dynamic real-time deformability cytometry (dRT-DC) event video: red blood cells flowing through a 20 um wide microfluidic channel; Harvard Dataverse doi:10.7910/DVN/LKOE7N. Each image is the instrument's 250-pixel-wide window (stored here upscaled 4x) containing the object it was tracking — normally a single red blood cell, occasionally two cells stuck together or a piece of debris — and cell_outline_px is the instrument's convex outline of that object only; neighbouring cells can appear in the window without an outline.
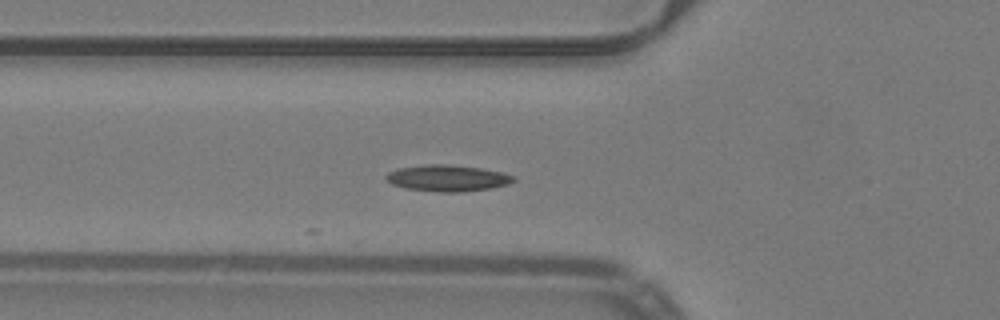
{"species": "common noctule bat (a hibernating species)", "species_latin": "Nyctalus noctula", "temperature_condition": "warm", "stored_images_in_passage": 9, "camera_frame_rate_fps": 3000, "um_per_image_px": 0.085, "animal": {"sex": "male", "body_mass_g": 19.2, "forearm_length_mm": 51.8}, "frame": {"image": 1, "passage_image": 2, "time_ms": 0.333, "image_size_px": [1000, 320], "cell_outline_px": [[516, 180], [508, 184], [492, 188], [464, 192], [440, 192], [404, 188], [392, 184], [384, 176], [388, 172], [400, 168], [428, 164], [448, 164], [480, 168], [500, 172], [516, 176]], "centroid_in_image_um": [38.06, 15.15], "position_along_channel_um": 87.7, "area_um2": 19.59}}
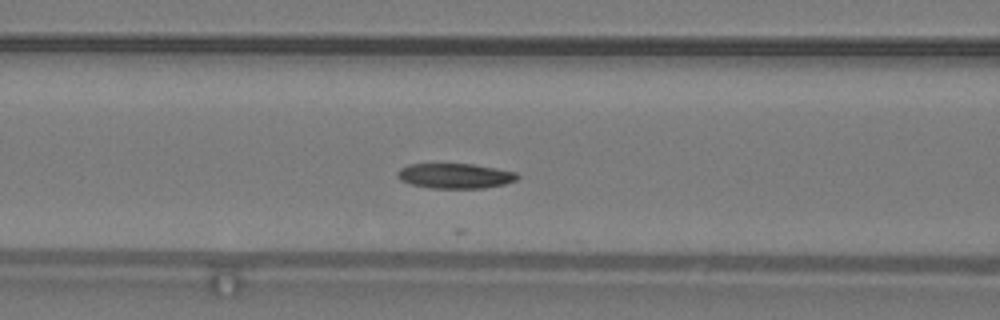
{"frame": {"image": 2, "passage_image": 5, "time_ms": 1.333, "image_size_px": [1000, 320], "cell_outline_px": [[520, 176], [516, 180], [504, 184], [484, 188], [428, 188], [412, 184], [400, 180], [396, 176], [396, 172], [400, 168], [408, 164], [472, 164], [496, 168], [516, 172]], "centroid_in_image_um": [38.66, 14.95], "position_along_channel_um": 127.9, "area_um2": 17.57}}
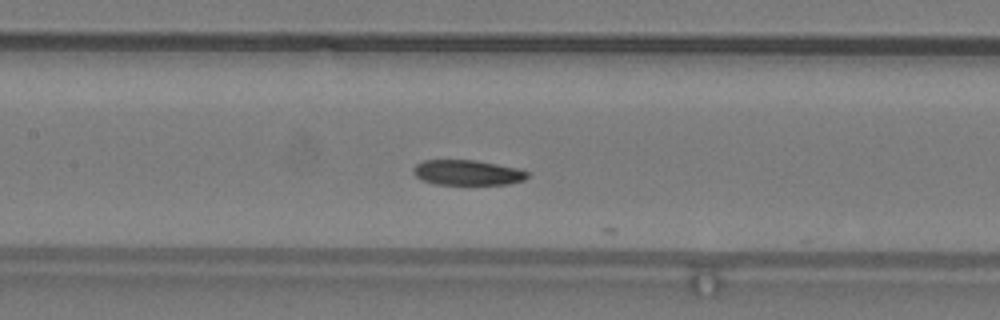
{"frame": {"image": 3, "passage_image": 8, "time_ms": 2.333, "image_size_px": [1000, 320], "cell_outline_px": [[528, 176], [524, 180], [508, 184], [432, 184], [416, 176], [412, 172], [412, 168], [416, 164], [424, 160], [476, 160], [520, 168], [528, 172]], "centroid_in_image_um": [39.73, 14.66], "position_along_channel_um": 167.7, "area_um2": 16.82}}